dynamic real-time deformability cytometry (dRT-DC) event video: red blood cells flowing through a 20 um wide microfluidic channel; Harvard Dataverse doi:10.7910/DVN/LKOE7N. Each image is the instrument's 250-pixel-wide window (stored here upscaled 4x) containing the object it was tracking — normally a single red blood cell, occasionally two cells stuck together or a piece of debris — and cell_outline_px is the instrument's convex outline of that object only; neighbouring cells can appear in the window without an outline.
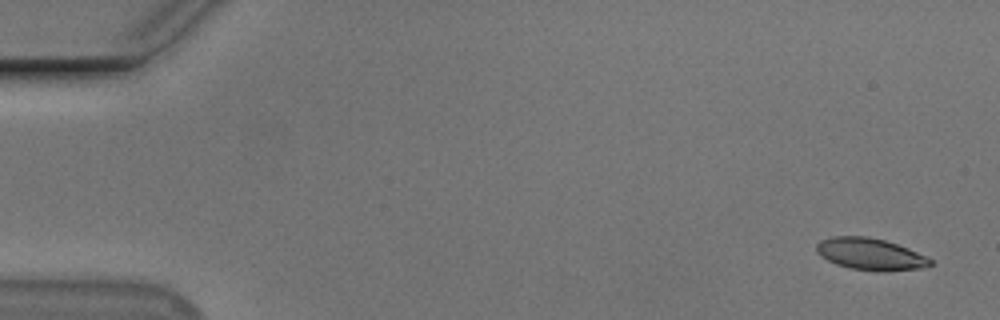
{"species": "Egyptian fruit bat (a non-hibernating species)", "species_latin": "Rousettus aegyptiacus", "temperature_condition": "cold", "stored_images_in_passage": 5, "camera_frame_rate_fps": 3000, "um_per_image_px": 0.085, "animal": {"sex": "male"}, "frame": {"image": 1, "passage_image": 1, "time_ms": 0.0, "image_size_px": [1000, 320], "cell_outline_px": [[936, 264], [924, 268], [884, 272], [876, 272], [852, 268], [836, 264], [820, 256], [816, 252], [816, 244], [820, 240], [832, 236], [868, 236], [884, 240], [908, 248], [932, 260]], "centroid_in_image_um": [73.98, 21.61], "position_along_channel_um": 11.0, "area_um2": 21.33}}
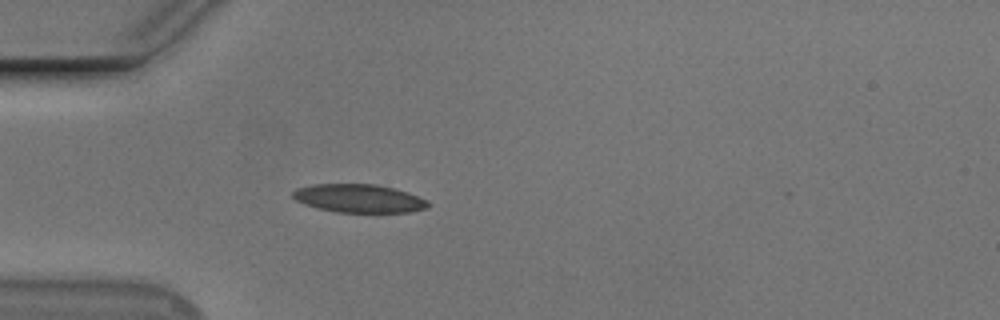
{"frame": {"image": 2, "passage_image": 5, "time_ms": 4.667, "image_size_px": [1000, 320], "cell_outline_px": [[428, 208], [412, 212], [336, 212], [304, 204], [296, 200], [292, 196], [292, 192], [296, 188], [312, 184], [376, 184], [408, 192], [428, 200]], "centroid_in_image_um": [30.51, 16.86], "position_along_channel_um": 54.5, "area_um2": 22.31}}